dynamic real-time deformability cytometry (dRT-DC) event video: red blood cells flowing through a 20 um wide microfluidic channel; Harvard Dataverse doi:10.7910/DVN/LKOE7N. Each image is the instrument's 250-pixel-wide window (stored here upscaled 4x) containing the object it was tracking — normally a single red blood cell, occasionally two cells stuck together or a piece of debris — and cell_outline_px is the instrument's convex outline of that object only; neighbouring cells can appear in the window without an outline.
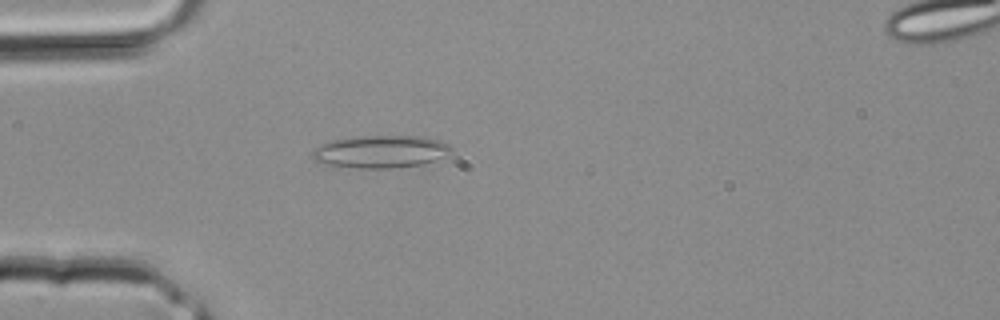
{"species": "common noctule bat (a hibernating species)", "species_latin": "Nyctalus noctula", "temperature_condition": "room temperature", "stored_images_in_passage": 3, "camera_frame_rate_fps": 3000, "um_per_image_px": 0.085, "animal": {"sex": "male", "body_mass_g": 20.4}, "frame": {"image": 1, "passage_image": 3, "time_ms": 0.667, "image_size_px": [1000, 320], "cell_outline_px": [[452, 156], [420, 164], [392, 168], [360, 168], [324, 164], [312, 160], [312, 148], [320, 144], [332, 140], [360, 136], [424, 136], [440, 140], [448, 144], [452, 148]], "centroid_in_image_um": [32.38, 12.88], "position_along_channel_um": 52.6, "area_um2": 26.7}}